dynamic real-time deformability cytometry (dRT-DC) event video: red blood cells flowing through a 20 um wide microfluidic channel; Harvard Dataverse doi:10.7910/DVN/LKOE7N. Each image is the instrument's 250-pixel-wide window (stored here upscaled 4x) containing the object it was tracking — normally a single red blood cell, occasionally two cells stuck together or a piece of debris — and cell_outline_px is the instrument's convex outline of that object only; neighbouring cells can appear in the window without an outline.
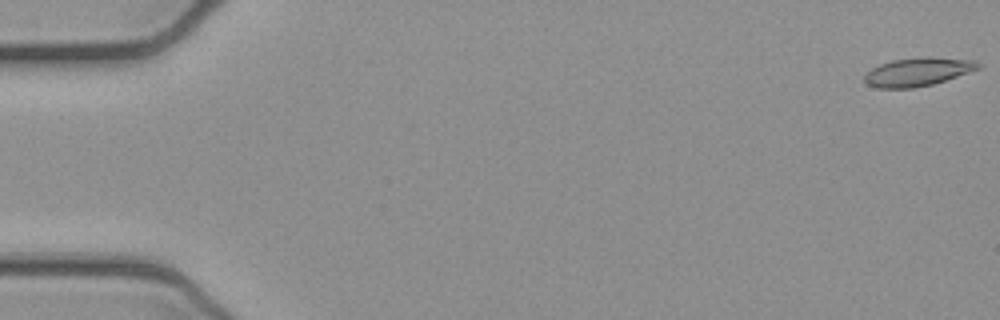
{"species": "common noctule bat (a hibernating species)", "species_latin": "Nyctalus noctula", "temperature_condition": "cold", "stored_images_in_passage": 53, "camera_frame_rate_fps": 3000, "um_per_image_px": 0.085, "animal": {"sex": "female", "body_mass_g": 21.9}, "frame": {"image": 1, "passage_image": 1, "time_ms": 0.0, "image_size_px": [1000, 320], "cell_outline_px": [[980, 68], [932, 84], [912, 88], [876, 88], [868, 84], [864, 80], [864, 76], [872, 68], [880, 64], [892, 60], [924, 56], [928, 56], [976, 60], [980, 64]], "centroid_in_image_um": [78.01, 6.09], "position_along_channel_um": 7.0, "area_um2": 18.73}}
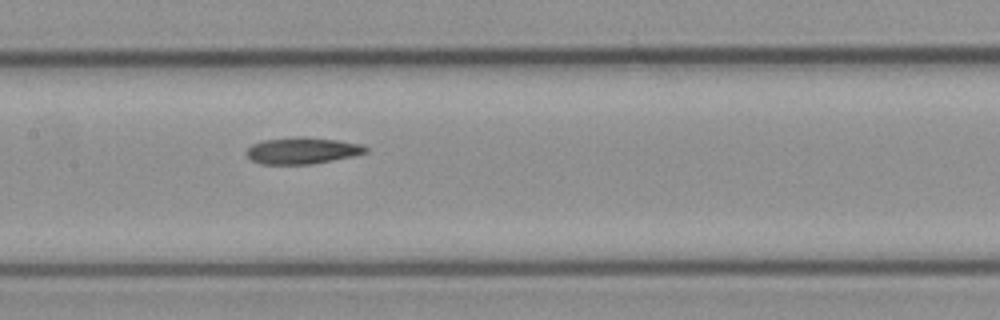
{"frame": {"image": 2, "passage_image": 26, "time_ms": 8.333, "image_size_px": [1000, 320], "cell_outline_px": [[368, 152], [356, 156], [312, 164], [260, 164], [252, 160], [244, 152], [252, 144], [264, 140], [296, 136], [304, 136], [336, 140], [360, 144], [368, 148]], "centroid_in_image_um": [25.7, 12.8], "position_along_channel_um": 181.7, "area_um2": 18.61}}
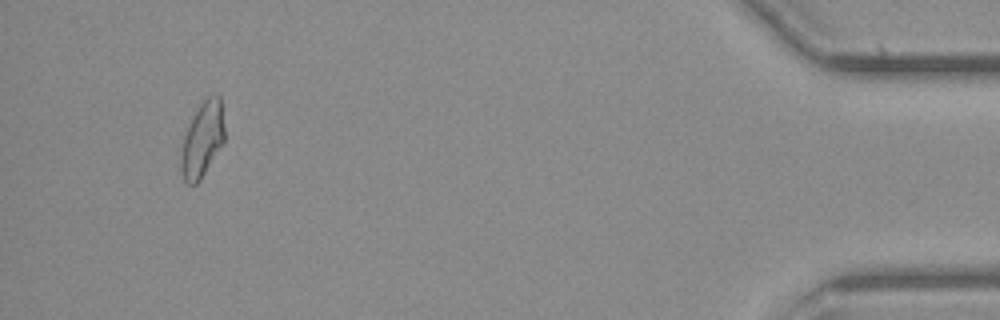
{"frame": {"image": 3, "passage_image": 50, "time_ms": 16.333, "image_size_px": [1000, 320], "cell_outline_px": [[224, 144], [200, 180], [196, 184], [188, 184], [184, 180], [180, 168], [180, 156], [184, 136], [200, 104], [208, 96], [220, 96], [224, 128]], "centroid_in_image_um": [17.21, 11.91], "position_along_channel_um": 418.0, "area_um2": 18.84}, "authors_computed_cell_mechanics": {"area_um2": 18.785, "velocity_mm_per_s": 3.8985, "shape_relaxation_time_tau1_ms": null, "shape_relaxation_time_tau2_ms": 4.3681, "deformation_change_tau1": null, "deformation_change_tau2": 0.1212}}